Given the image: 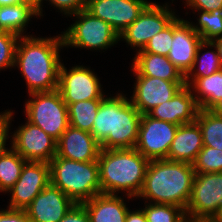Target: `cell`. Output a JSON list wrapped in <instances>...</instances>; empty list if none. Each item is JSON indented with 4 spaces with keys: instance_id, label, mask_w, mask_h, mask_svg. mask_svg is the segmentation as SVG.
<instances>
[{
    "instance_id": "6da1fadb",
    "label": "cell",
    "mask_w": 222,
    "mask_h": 222,
    "mask_svg": "<svg viewBox=\"0 0 222 222\" xmlns=\"http://www.w3.org/2000/svg\"><path fill=\"white\" fill-rule=\"evenodd\" d=\"M20 38L16 47L14 66L19 67L26 80L28 93L58 89L59 70L62 64L59 50L64 47L62 34L54 38H35L32 35Z\"/></svg>"
},
{
    "instance_id": "7a4b0ae2",
    "label": "cell",
    "mask_w": 222,
    "mask_h": 222,
    "mask_svg": "<svg viewBox=\"0 0 222 222\" xmlns=\"http://www.w3.org/2000/svg\"><path fill=\"white\" fill-rule=\"evenodd\" d=\"M196 172L193 164L168 159L150 160L137 197L154 204H171L186 210Z\"/></svg>"
},
{
    "instance_id": "3957f363",
    "label": "cell",
    "mask_w": 222,
    "mask_h": 222,
    "mask_svg": "<svg viewBox=\"0 0 222 222\" xmlns=\"http://www.w3.org/2000/svg\"><path fill=\"white\" fill-rule=\"evenodd\" d=\"M101 193L126 191L128 198L140 193L149 159L135 148L101 149L98 156Z\"/></svg>"
},
{
    "instance_id": "277c9868",
    "label": "cell",
    "mask_w": 222,
    "mask_h": 222,
    "mask_svg": "<svg viewBox=\"0 0 222 222\" xmlns=\"http://www.w3.org/2000/svg\"><path fill=\"white\" fill-rule=\"evenodd\" d=\"M51 184L75 204L101 193L98 161L79 162L55 156L50 162Z\"/></svg>"
},
{
    "instance_id": "5b68a950",
    "label": "cell",
    "mask_w": 222,
    "mask_h": 222,
    "mask_svg": "<svg viewBox=\"0 0 222 222\" xmlns=\"http://www.w3.org/2000/svg\"><path fill=\"white\" fill-rule=\"evenodd\" d=\"M32 99L25 104L27 121L40 127L56 141L70 126L68 106L58 89L29 95Z\"/></svg>"
},
{
    "instance_id": "8992f818",
    "label": "cell",
    "mask_w": 222,
    "mask_h": 222,
    "mask_svg": "<svg viewBox=\"0 0 222 222\" xmlns=\"http://www.w3.org/2000/svg\"><path fill=\"white\" fill-rule=\"evenodd\" d=\"M72 16H76L77 20L62 34L65 47L104 50L120 41L119 34L110 24L86 9Z\"/></svg>"
},
{
    "instance_id": "52a82bcc",
    "label": "cell",
    "mask_w": 222,
    "mask_h": 222,
    "mask_svg": "<svg viewBox=\"0 0 222 222\" xmlns=\"http://www.w3.org/2000/svg\"><path fill=\"white\" fill-rule=\"evenodd\" d=\"M222 205V172L196 173L186 207L189 222H210Z\"/></svg>"
},
{
    "instance_id": "ba28073f",
    "label": "cell",
    "mask_w": 222,
    "mask_h": 222,
    "mask_svg": "<svg viewBox=\"0 0 222 222\" xmlns=\"http://www.w3.org/2000/svg\"><path fill=\"white\" fill-rule=\"evenodd\" d=\"M178 126L142 114L135 149L149 160L167 159Z\"/></svg>"
},
{
    "instance_id": "9c48e42d",
    "label": "cell",
    "mask_w": 222,
    "mask_h": 222,
    "mask_svg": "<svg viewBox=\"0 0 222 222\" xmlns=\"http://www.w3.org/2000/svg\"><path fill=\"white\" fill-rule=\"evenodd\" d=\"M167 4L163 7L151 2L120 35L131 47L143 50L149 40L167 27L175 18V12L169 10Z\"/></svg>"
},
{
    "instance_id": "30bf717a",
    "label": "cell",
    "mask_w": 222,
    "mask_h": 222,
    "mask_svg": "<svg viewBox=\"0 0 222 222\" xmlns=\"http://www.w3.org/2000/svg\"><path fill=\"white\" fill-rule=\"evenodd\" d=\"M58 90L67 106L78 101L105 98L97 75L82 65L67 71L61 64Z\"/></svg>"
},
{
    "instance_id": "8fae6325",
    "label": "cell",
    "mask_w": 222,
    "mask_h": 222,
    "mask_svg": "<svg viewBox=\"0 0 222 222\" xmlns=\"http://www.w3.org/2000/svg\"><path fill=\"white\" fill-rule=\"evenodd\" d=\"M50 183L48 163L26 161L18 181L7 191L12 194L7 208L25 210Z\"/></svg>"
},
{
    "instance_id": "7c38bea8",
    "label": "cell",
    "mask_w": 222,
    "mask_h": 222,
    "mask_svg": "<svg viewBox=\"0 0 222 222\" xmlns=\"http://www.w3.org/2000/svg\"><path fill=\"white\" fill-rule=\"evenodd\" d=\"M11 144L26 161L49 164L56 156V140L29 121L13 134Z\"/></svg>"
},
{
    "instance_id": "4fadbf2b",
    "label": "cell",
    "mask_w": 222,
    "mask_h": 222,
    "mask_svg": "<svg viewBox=\"0 0 222 222\" xmlns=\"http://www.w3.org/2000/svg\"><path fill=\"white\" fill-rule=\"evenodd\" d=\"M147 0H87L86 10L120 35L150 4Z\"/></svg>"
},
{
    "instance_id": "5bb4252c",
    "label": "cell",
    "mask_w": 222,
    "mask_h": 222,
    "mask_svg": "<svg viewBox=\"0 0 222 222\" xmlns=\"http://www.w3.org/2000/svg\"><path fill=\"white\" fill-rule=\"evenodd\" d=\"M185 81H168L151 76H136L130 102L141 113L147 114L154 107L169 101Z\"/></svg>"
},
{
    "instance_id": "9a60e30c",
    "label": "cell",
    "mask_w": 222,
    "mask_h": 222,
    "mask_svg": "<svg viewBox=\"0 0 222 222\" xmlns=\"http://www.w3.org/2000/svg\"><path fill=\"white\" fill-rule=\"evenodd\" d=\"M202 38L192 28V23L175 18L173 20V40L167 58L185 77L191 70Z\"/></svg>"
},
{
    "instance_id": "2e32d148",
    "label": "cell",
    "mask_w": 222,
    "mask_h": 222,
    "mask_svg": "<svg viewBox=\"0 0 222 222\" xmlns=\"http://www.w3.org/2000/svg\"><path fill=\"white\" fill-rule=\"evenodd\" d=\"M142 114L127 98L115 111L113 133L101 149L135 148Z\"/></svg>"
},
{
    "instance_id": "e0dca14e",
    "label": "cell",
    "mask_w": 222,
    "mask_h": 222,
    "mask_svg": "<svg viewBox=\"0 0 222 222\" xmlns=\"http://www.w3.org/2000/svg\"><path fill=\"white\" fill-rule=\"evenodd\" d=\"M74 202L51 183L25 209L32 222H59Z\"/></svg>"
},
{
    "instance_id": "ac0fdd59",
    "label": "cell",
    "mask_w": 222,
    "mask_h": 222,
    "mask_svg": "<svg viewBox=\"0 0 222 222\" xmlns=\"http://www.w3.org/2000/svg\"><path fill=\"white\" fill-rule=\"evenodd\" d=\"M101 145L88 131L69 126L56 141V156L79 162L97 161Z\"/></svg>"
},
{
    "instance_id": "d6986e66",
    "label": "cell",
    "mask_w": 222,
    "mask_h": 222,
    "mask_svg": "<svg viewBox=\"0 0 222 222\" xmlns=\"http://www.w3.org/2000/svg\"><path fill=\"white\" fill-rule=\"evenodd\" d=\"M199 110L194 93L184 85L169 101L154 107L147 114L154 119L183 125L195 122Z\"/></svg>"
},
{
    "instance_id": "ffe728a7",
    "label": "cell",
    "mask_w": 222,
    "mask_h": 222,
    "mask_svg": "<svg viewBox=\"0 0 222 222\" xmlns=\"http://www.w3.org/2000/svg\"><path fill=\"white\" fill-rule=\"evenodd\" d=\"M203 148L202 133L196 122L179 125L167 159L193 164Z\"/></svg>"
},
{
    "instance_id": "44dd1931",
    "label": "cell",
    "mask_w": 222,
    "mask_h": 222,
    "mask_svg": "<svg viewBox=\"0 0 222 222\" xmlns=\"http://www.w3.org/2000/svg\"><path fill=\"white\" fill-rule=\"evenodd\" d=\"M132 65L135 76H151L168 81H185L182 73L167 56L137 51Z\"/></svg>"
},
{
    "instance_id": "7402d4cb",
    "label": "cell",
    "mask_w": 222,
    "mask_h": 222,
    "mask_svg": "<svg viewBox=\"0 0 222 222\" xmlns=\"http://www.w3.org/2000/svg\"><path fill=\"white\" fill-rule=\"evenodd\" d=\"M82 204L90 222H125L129 210L117 194L100 193Z\"/></svg>"
},
{
    "instance_id": "603a6c76",
    "label": "cell",
    "mask_w": 222,
    "mask_h": 222,
    "mask_svg": "<svg viewBox=\"0 0 222 222\" xmlns=\"http://www.w3.org/2000/svg\"><path fill=\"white\" fill-rule=\"evenodd\" d=\"M32 16H39L36 3H23L0 7V31H7L19 37Z\"/></svg>"
},
{
    "instance_id": "cb8c5ba5",
    "label": "cell",
    "mask_w": 222,
    "mask_h": 222,
    "mask_svg": "<svg viewBox=\"0 0 222 222\" xmlns=\"http://www.w3.org/2000/svg\"><path fill=\"white\" fill-rule=\"evenodd\" d=\"M126 99L127 97L120 93L114 97H105L101 101L90 132L101 146L113 133L114 113Z\"/></svg>"
},
{
    "instance_id": "d4e9b609",
    "label": "cell",
    "mask_w": 222,
    "mask_h": 222,
    "mask_svg": "<svg viewBox=\"0 0 222 222\" xmlns=\"http://www.w3.org/2000/svg\"><path fill=\"white\" fill-rule=\"evenodd\" d=\"M189 87L200 95H194L199 108L209 110L222 98V69L209 76L195 79L190 82Z\"/></svg>"
},
{
    "instance_id": "484cf974",
    "label": "cell",
    "mask_w": 222,
    "mask_h": 222,
    "mask_svg": "<svg viewBox=\"0 0 222 222\" xmlns=\"http://www.w3.org/2000/svg\"><path fill=\"white\" fill-rule=\"evenodd\" d=\"M205 47H214L216 51H207L200 57V52ZM197 64L199 65L198 69H196ZM220 69H222V64L218 55L216 45L213 43V41H202L198 46L193 66L188 74L185 76V85L189 86L190 81L193 82L197 78L209 76L219 71ZM190 78L192 80H189Z\"/></svg>"
},
{
    "instance_id": "4316f807",
    "label": "cell",
    "mask_w": 222,
    "mask_h": 222,
    "mask_svg": "<svg viewBox=\"0 0 222 222\" xmlns=\"http://www.w3.org/2000/svg\"><path fill=\"white\" fill-rule=\"evenodd\" d=\"M26 160L12 147L0 155V192H7L18 181Z\"/></svg>"
},
{
    "instance_id": "83f0119b",
    "label": "cell",
    "mask_w": 222,
    "mask_h": 222,
    "mask_svg": "<svg viewBox=\"0 0 222 222\" xmlns=\"http://www.w3.org/2000/svg\"><path fill=\"white\" fill-rule=\"evenodd\" d=\"M103 99L78 101L68 105L69 125L91 132L98 107Z\"/></svg>"
},
{
    "instance_id": "f1b7e54d",
    "label": "cell",
    "mask_w": 222,
    "mask_h": 222,
    "mask_svg": "<svg viewBox=\"0 0 222 222\" xmlns=\"http://www.w3.org/2000/svg\"><path fill=\"white\" fill-rule=\"evenodd\" d=\"M195 122L200 127L203 146L222 150V117L200 109Z\"/></svg>"
},
{
    "instance_id": "f546056e",
    "label": "cell",
    "mask_w": 222,
    "mask_h": 222,
    "mask_svg": "<svg viewBox=\"0 0 222 222\" xmlns=\"http://www.w3.org/2000/svg\"><path fill=\"white\" fill-rule=\"evenodd\" d=\"M147 222H189L184 208L171 204L148 203L142 209Z\"/></svg>"
},
{
    "instance_id": "4dcf8cb0",
    "label": "cell",
    "mask_w": 222,
    "mask_h": 222,
    "mask_svg": "<svg viewBox=\"0 0 222 222\" xmlns=\"http://www.w3.org/2000/svg\"><path fill=\"white\" fill-rule=\"evenodd\" d=\"M200 12L198 25L192 28L199 33L203 41H213L222 37V9L211 12L197 10Z\"/></svg>"
},
{
    "instance_id": "1f68e13d",
    "label": "cell",
    "mask_w": 222,
    "mask_h": 222,
    "mask_svg": "<svg viewBox=\"0 0 222 222\" xmlns=\"http://www.w3.org/2000/svg\"><path fill=\"white\" fill-rule=\"evenodd\" d=\"M193 168L196 173L222 172V150L203 146Z\"/></svg>"
},
{
    "instance_id": "d6a6232c",
    "label": "cell",
    "mask_w": 222,
    "mask_h": 222,
    "mask_svg": "<svg viewBox=\"0 0 222 222\" xmlns=\"http://www.w3.org/2000/svg\"><path fill=\"white\" fill-rule=\"evenodd\" d=\"M19 36L7 32L0 31V69L15 67V53L19 40Z\"/></svg>"
},
{
    "instance_id": "836d02e7",
    "label": "cell",
    "mask_w": 222,
    "mask_h": 222,
    "mask_svg": "<svg viewBox=\"0 0 222 222\" xmlns=\"http://www.w3.org/2000/svg\"><path fill=\"white\" fill-rule=\"evenodd\" d=\"M173 40V21L162 31L155 34L144 47L143 51L147 53L167 56Z\"/></svg>"
},
{
    "instance_id": "e575fe53",
    "label": "cell",
    "mask_w": 222,
    "mask_h": 222,
    "mask_svg": "<svg viewBox=\"0 0 222 222\" xmlns=\"http://www.w3.org/2000/svg\"><path fill=\"white\" fill-rule=\"evenodd\" d=\"M54 7L58 8L65 15H74L86 9L87 0H49ZM39 16H42L43 0H35Z\"/></svg>"
},
{
    "instance_id": "d590c367",
    "label": "cell",
    "mask_w": 222,
    "mask_h": 222,
    "mask_svg": "<svg viewBox=\"0 0 222 222\" xmlns=\"http://www.w3.org/2000/svg\"><path fill=\"white\" fill-rule=\"evenodd\" d=\"M59 222H90L83 204H74Z\"/></svg>"
},
{
    "instance_id": "8d00e7d4",
    "label": "cell",
    "mask_w": 222,
    "mask_h": 222,
    "mask_svg": "<svg viewBox=\"0 0 222 222\" xmlns=\"http://www.w3.org/2000/svg\"><path fill=\"white\" fill-rule=\"evenodd\" d=\"M0 222H32L25 210H0Z\"/></svg>"
},
{
    "instance_id": "74e56055",
    "label": "cell",
    "mask_w": 222,
    "mask_h": 222,
    "mask_svg": "<svg viewBox=\"0 0 222 222\" xmlns=\"http://www.w3.org/2000/svg\"><path fill=\"white\" fill-rule=\"evenodd\" d=\"M13 115V112L6 111L2 114H0V155L2 152L6 149V139H8V133H9V126H10V120Z\"/></svg>"
},
{
    "instance_id": "f35d334b",
    "label": "cell",
    "mask_w": 222,
    "mask_h": 222,
    "mask_svg": "<svg viewBox=\"0 0 222 222\" xmlns=\"http://www.w3.org/2000/svg\"><path fill=\"white\" fill-rule=\"evenodd\" d=\"M189 8L211 12L216 9H222V0H186Z\"/></svg>"
},
{
    "instance_id": "ab89813d",
    "label": "cell",
    "mask_w": 222,
    "mask_h": 222,
    "mask_svg": "<svg viewBox=\"0 0 222 222\" xmlns=\"http://www.w3.org/2000/svg\"><path fill=\"white\" fill-rule=\"evenodd\" d=\"M125 222H147V219L142 209L136 211L128 210Z\"/></svg>"
},
{
    "instance_id": "60d3db41",
    "label": "cell",
    "mask_w": 222,
    "mask_h": 222,
    "mask_svg": "<svg viewBox=\"0 0 222 222\" xmlns=\"http://www.w3.org/2000/svg\"><path fill=\"white\" fill-rule=\"evenodd\" d=\"M23 3H36L35 0H0V7L11 6Z\"/></svg>"
},
{
    "instance_id": "b9f144b4",
    "label": "cell",
    "mask_w": 222,
    "mask_h": 222,
    "mask_svg": "<svg viewBox=\"0 0 222 222\" xmlns=\"http://www.w3.org/2000/svg\"><path fill=\"white\" fill-rule=\"evenodd\" d=\"M209 110L215 115L222 117V98L219 99Z\"/></svg>"
},
{
    "instance_id": "7bdbcfd3",
    "label": "cell",
    "mask_w": 222,
    "mask_h": 222,
    "mask_svg": "<svg viewBox=\"0 0 222 222\" xmlns=\"http://www.w3.org/2000/svg\"><path fill=\"white\" fill-rule=\"evenodd\" d=\"M213 43L216 45L218 55L222 64V37L213 40Z\"/></svg>"
},
{
    "instance_id": "ee69618b",
    "label": "cell",
    "mask_w": 222,
    "mask_h": 222,
    "mask_svg": "<svg viewBox=\"0 0 222 222\" xmlns=\"http://www.w3.org/2000/svg\"><path fill=\"white\" fill-rule=\"evenodd\" d=\"M210 222H222V205L219 212L213 217Z\"/></svg>"
}]
</instances>
